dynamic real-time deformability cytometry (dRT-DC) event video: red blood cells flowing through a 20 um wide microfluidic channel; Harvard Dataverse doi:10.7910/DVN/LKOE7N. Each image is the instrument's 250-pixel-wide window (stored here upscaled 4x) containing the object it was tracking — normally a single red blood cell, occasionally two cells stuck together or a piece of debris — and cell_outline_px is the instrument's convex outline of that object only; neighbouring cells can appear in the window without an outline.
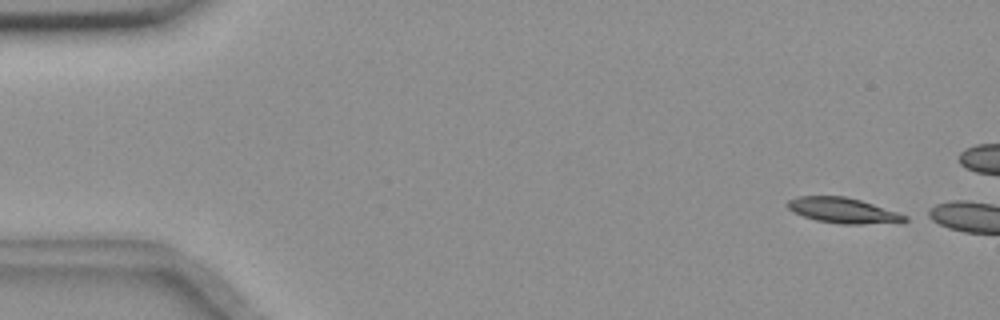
{"species": "common noctule bat (a hibernating species)", "species_latin": "Nyctalus noctula", "temperature_condition": "room temperature", "stored_images_in_passage": 9, "camera_frame_rate_fps": 3000, "um_per_image_px": 0.085, "animal": {"sex": "female", "body_mass_g": 18.4}, "frame": {"image": 1, "passage_image": 2, "time_ms": 0.333, "image_size_px": [1000, 320], "cell_outline_px": [[908, 220], [860, 224], [840, 224], [816, 220], [792, 212], [788, 208], [788, 200], [800, 196], [844, 196], [860, 200], [908, 216]], "centroid_in_image_um": [71.58, 17.88], "position_along_channel_um": 13.4, "area_um2": 16.88}}